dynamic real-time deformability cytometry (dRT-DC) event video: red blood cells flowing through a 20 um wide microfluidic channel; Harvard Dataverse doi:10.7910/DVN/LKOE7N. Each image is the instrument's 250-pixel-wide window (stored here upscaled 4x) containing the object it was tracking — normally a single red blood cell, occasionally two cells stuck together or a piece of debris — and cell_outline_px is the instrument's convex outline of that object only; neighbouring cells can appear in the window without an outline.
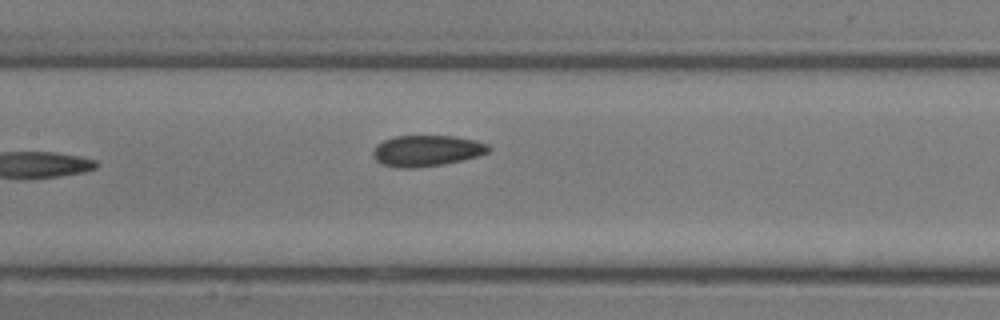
{"species": "common noctule bat (a hibernating species)", "species_latin": "Nyctalus noctula", "temperature_condition": "room temperature", "stored_images_in_passage": 14, "camera_frame_rate_fps": 3000, "um_per_image_px": 0.085, "animal": {"sex": "male", "body_mass_g": 13.3}, "frame": {"image": 1, "passage_image": 14, "time_ms": 4.333, "image_size_px": [1000, 320], "cell_outline_px": [[492, 148], [488, 152], [476, 156], [460, 160], [440, 164], [416, 168], [396, 168], [380, 164], [376, 160], [372, 152], [376, 144], [384, 140], [396, 136], [456, 136], [476, 140], [488, 144]], "centroid_in_image_um": [36.24, 12.81], "position_along_channel_um": 171.2, "area_um2": 20.92}}